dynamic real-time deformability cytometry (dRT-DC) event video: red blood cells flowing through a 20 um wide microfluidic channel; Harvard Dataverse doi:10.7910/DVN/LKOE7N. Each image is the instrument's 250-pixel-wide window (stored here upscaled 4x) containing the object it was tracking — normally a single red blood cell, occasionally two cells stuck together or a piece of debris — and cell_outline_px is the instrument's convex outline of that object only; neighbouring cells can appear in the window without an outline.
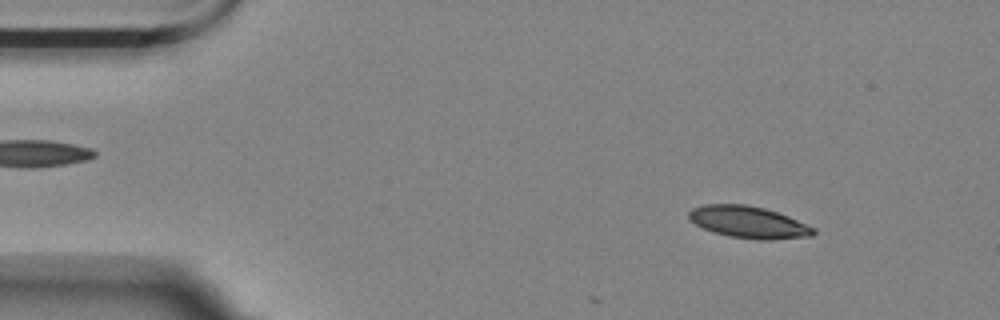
{"species": "Egyptian fruit bat (a non-hibernating species)", "species_latin": "Rousettus aegyptiacus", "temperature_condition": "room temperature", "stored_images_in_passage": 8, "camera_frame_rate_fps": 3000, "um_per_image_px": 0.085, "animal": {"sex": "female"}, "frame": {"image": 1, "passage_image": 6, "time_ms": 1.667, "image_size_px": [1000, 320], "cell_outline_px": [[816, 232], [812, 236], [772, 240], [756, 240], [728, 236], [712, 232], [688, 220], [688, 212], [692, 208], [704, 204], [748, 204], [764, 208], [788, 216], [816, 228]], "centroid_in_image_um": [63.62, 18.89], "position_along_channel_um": 21.4, "area_um2": 23.41}}